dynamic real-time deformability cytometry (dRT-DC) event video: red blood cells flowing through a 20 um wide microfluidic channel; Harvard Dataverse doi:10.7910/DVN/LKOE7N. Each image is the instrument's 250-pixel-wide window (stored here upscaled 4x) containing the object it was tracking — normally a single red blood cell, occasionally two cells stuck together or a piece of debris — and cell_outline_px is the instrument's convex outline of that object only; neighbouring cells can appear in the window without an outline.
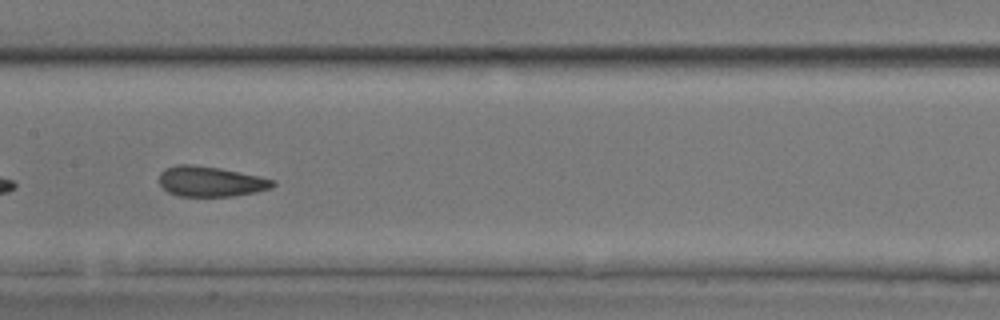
{"species": "common noctule bat (a hibernating species)", "species_latin": "Nyctalus noctula", "temperature_condition": "room temperature", "stored_images_in_passage": 21, "camera_frame_rate_fps": 3000, "um_per_image_px": 0.085, "animal": {"sex": "male", "body_mass_g": 17.9, "forearm_length_mm": 54.2}, "frame": {"image": 1, "passage_image": 12, "time_ms": 3.667, "image_size_px": [1000, 320], "cell_outline_px": [[276, 184], [272, 188], [256, 192], [232, 196], [180, 196], [168, 192], [160, 184], [160, 172], [164, 168], [176, 164], [192, 164], [220, 168], [260, 176], [276, 180]], "centroid_in_image_um": [17.92, 15.41], "position_along_channel_um": 189.5, "area_um2": 20.17}}
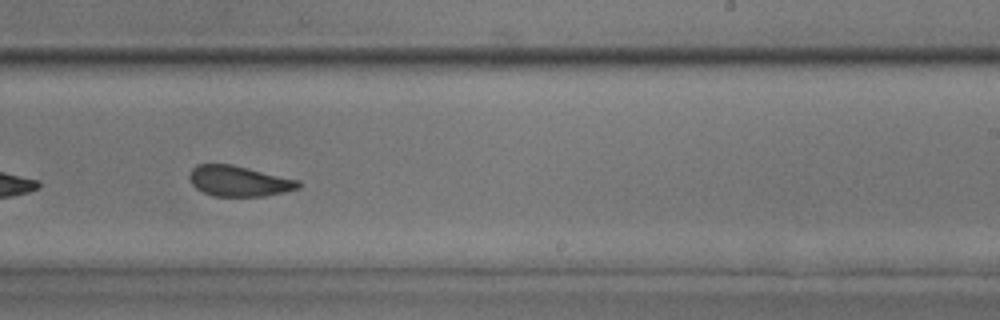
{"frame": {"image": 2, "passage_image": 18, "time_ms": 5.667, "image_size_px": [1000, 320], "cell_outline_px": [[300, 188], [284, 192], [264, 196], [212, 196], [196, 188], [192, 184], [188, 176], [192, 168], [196, 164], [232, 164], [300, 180]], "centroid_in_image_um": [20.3, 15.38], "position_along_channel_um": 268.7, "area_um2": 19.48}}